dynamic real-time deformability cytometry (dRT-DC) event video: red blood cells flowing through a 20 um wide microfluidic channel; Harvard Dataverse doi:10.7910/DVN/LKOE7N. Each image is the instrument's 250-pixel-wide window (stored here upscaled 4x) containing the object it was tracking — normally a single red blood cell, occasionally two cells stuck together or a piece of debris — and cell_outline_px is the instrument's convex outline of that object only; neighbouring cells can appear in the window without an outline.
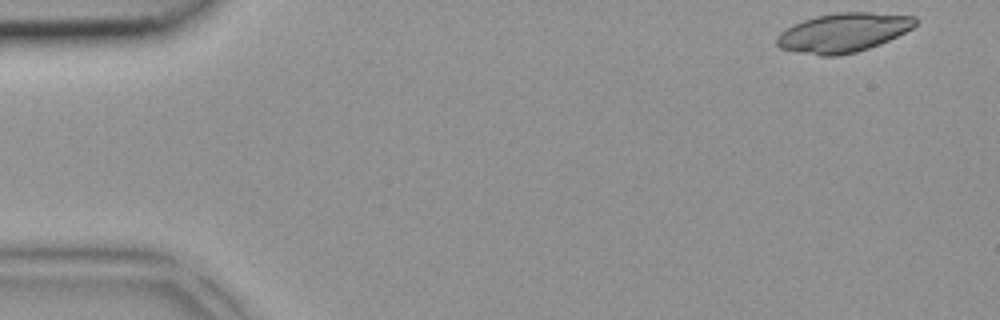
{"species": "common noctule bat (a hibernating species)", "species_latin": "Nyctalus noctula", "temperature_condition": "room temperature", "stored_images_in_passage": 3, "camera_frame_rate_fps": 3000, "um_per_image_px": 0.085, "animal": {"sex": "female", "body_mass_g": 18.4}, "frame": {"image": 1, "passage_image": 1, "time_ms": 0.0, "image_size_px": [1000, 320], "cell_outline_px": [[916, 24], [912, 28], [880, 44], [856, 52], [836, 56], [820, 56], [780, 48], [776, 44], [776, 36], [780, 32], [792, 24], [816, 16], [836, 12], [872, 12], [916, 16]], "centroid_in_image_um": [71.66, 2.76], "position_along_channel_um": 13.3, "area_um2": 31.56}}